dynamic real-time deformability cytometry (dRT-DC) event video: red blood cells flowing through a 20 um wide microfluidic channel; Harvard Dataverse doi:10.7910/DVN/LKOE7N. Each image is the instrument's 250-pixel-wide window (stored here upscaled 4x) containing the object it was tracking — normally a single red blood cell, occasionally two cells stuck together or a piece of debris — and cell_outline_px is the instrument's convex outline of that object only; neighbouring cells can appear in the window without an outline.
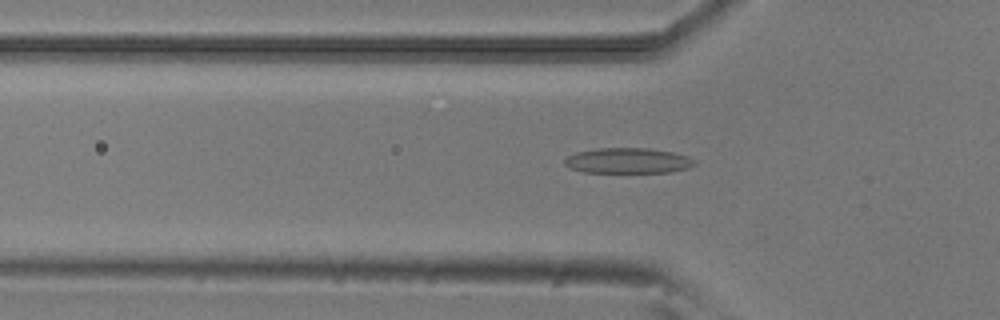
{"species": "common noctule bat (a hibernating species)", "species_latin": "Nyctalus noctula", "temperature_condition": "room temperature", "stored_images_in_passage": 51, "camera_frame_rate_fps": 3000, "um_per_image_px": 0.085, "animal": {"sex": "male", "body_mass_g": 20.5, "forearm_length_mm": 52.5}, "frame": {"image": 1, "passage_image": 16, "time_ms": 5.0, "image_size_px": [1000, 320], "cell_outline_px": [[696, 164], [688, 168], [672, 172], [584, 172], [572, 168], [564, 164], [564, 160], [568, 156], [576, 152], [600, 148], [648, 148], [672, 152], [688, 156], [696, 160]], "centroid_in_image_um": [53.41, 13.65], "position_along_channel_um": 72.4, "area_um2": 19.19}}
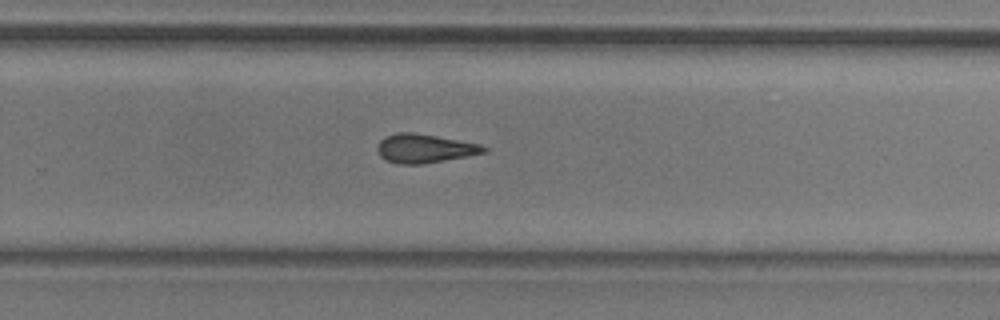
{"frame": {"image": 2, "passage_image": 33, "time_ms": 10.667, "image_size_px": [1000, 320], "cell_outline_px": [[488, 152], [420, 164], [396, 164], [384, 160], [380, 156], [376, 148], [380, 140], [384, 136], [396, 132], [412, 132], [436, 136], [480, 144], [488, 148]], "centroid_in_image_um": [36.03, 12.61], "position_along_channel_um": 293.8, "area_um2": 17.86}}
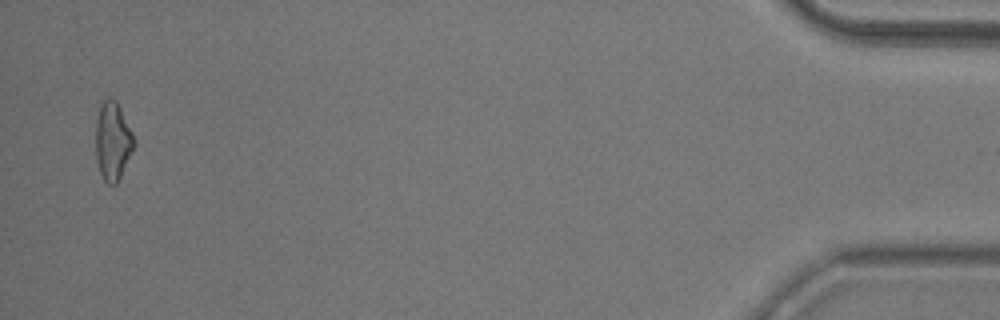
{"frame": {"image": 3, "passage_image": 50, "time_ms": 16.333, "image_size_px": [1000, 320], "cell_outline_px": [[136, 144], [116, 184], [108, 184], [104, 180], [100, 172], [96, 160], [96, 120], [100, 108], [104, 100], [108, 96], [116, 100], [136, 140]], "centroid_in_image_um": [9.59, 11.99], "position_along_channel_um": 425.6, "area_um2": 17.34}, "authors_computed_cell_mechanics": {"area_um2": 17.8602, "velocity_mm_per_s": 3.8924, "shape_relaxation_time_tau1_ms": null, "shape_relaxation_time_tau2_ms": 7.65, "deformation_change_tau1": null, "deformation_change_tau2": 0.1921}}